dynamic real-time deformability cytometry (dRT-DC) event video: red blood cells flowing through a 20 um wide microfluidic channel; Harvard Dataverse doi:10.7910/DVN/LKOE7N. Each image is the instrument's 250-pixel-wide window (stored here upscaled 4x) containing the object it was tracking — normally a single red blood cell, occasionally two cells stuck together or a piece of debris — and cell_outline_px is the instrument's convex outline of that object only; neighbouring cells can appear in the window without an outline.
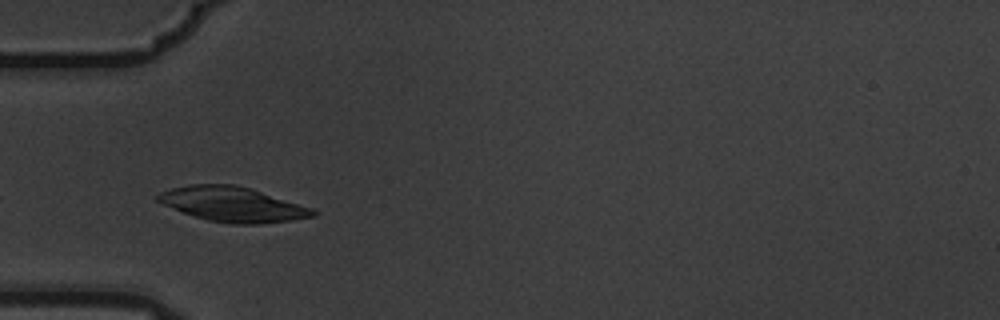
{"species": "common noctule bat (a hibernating species)", "species_latin": "Nyctalus noctula", "temperature_condition": "warm", "stored_images_in_passage": 4, "camera_frame_rate_fps": 3000, "um_per_image_px": 0.085, "animal": {"sex": "male", "body_mass_g": 19.5, "forearm_length_mm": 54.6}, "frame": {"image": 1, "passage_image": 4, "time_ms": 1.0, "image_size_px": [1000, 320], "cell_outline_px": [[320, 212], [316, 216], [292, 220], [256, 224], [232, 224], [208, 220], [184, 212], [164, 204], [156, 200], [156, 196], [160, 192], [172, 188], [188, 184], [232, 184], [252, 188], [312, 208]], "centroid_in_image_um": [19.82, 17.36], "position_along_channel_um": 65.2, "area_um2": 31.33}}